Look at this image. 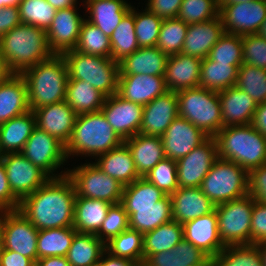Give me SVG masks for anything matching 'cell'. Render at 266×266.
Listing matches in <instances>:
<instances>
[{"mask_svg":"<svg viewBox=\"0 0 266 266\" xmlns=\"http://www.w3.org/2000/svg\"><path fill=\"white\" fill-rule=\"evenodd\" d=\"M75 188L67 175L50 178L20 201L19 211L38 229L73 227Z\"/></svg>","mask_w":266,"mask_h":266,"instance_id":"obj_1","label":"cell"},{"mask_svg":"<svg viewBox=\"0 0 266 266\" xmlns=\"http://www.w3.org/2000/svg\"><path fill=\"white\" fill-rule=\"evenodd\" d=\"M0 48L8 70L16 74L54 55L48 46L46 31L24 23L0 38Z\"/></svg>","mask_w":266,"mask_h":266,"instance_id":"obj_2","label":"cell"},{"mask_svg":"<svg viewBox=\"0 0 266 266\" xmlns=\"http://www.w3.org/2000/svg\"><path fill=\"white\" fill-rule=\"evenodd\" d=\"M21 75L27 84L31 111L65 101L68 70L62 55L54 54L48 60L25 69Z\"/></svg>","mask_w":266,"mask_h":266,"instance_id":"obj_3","label":"cell"},{"mask_svg":"<svg viewBox=\"0 0 266 266\" xmlns=\"http://www.w3.org/2000/svg\"><path fill=\"white\" fill-rule=\"evenodd\" d=\"M214 139L218 158L235 162L248 172L266 165V137L251 124L224 127Z\"/></svg>","mask_w":266,"mask_h":266,"instance_id":"obj_4","label":"cell"},{"mask_svg":"<svg viewBox=\"0 0 266 266\" xmlns=\"http://www.w3.org/2000/svg\"><path fill=\"white\" fill-rule=\"evenodd\" d=\"M123 142L101 110L80 114L76 117L71 138L65 146V154L67 159L71 154L98 158Z\"/></svg>","mask_w":266,"mask_h":266,"instance_id":"obj_5","label":"cell"},{"mask_svg":"<svg viewBox=\"0 0 266 266\" xmlns=\"http://www.w3.org/2000/svg\"><path fill=\"white\" fill-rule=\"evenodd\" d=\"M61 55L66 62L68 79L86 81L106 97L118 93V62L108 57L83 54L74 49Z\"/></svg>","mask_w":266,"mask_h":266,"instance_id":"obj_6","label":"cell"},{"mask_svg":"<svg viewBox=\"0 0 266 266\" xmlns=\"http://www.w3.org/2000/svg\"><path fill=\"white\" fill-rule=\"evenodd\" d=\"M177 93L178 114L207 136L214 137L222 129V112L218 92L195 87Z\"/></svg>","mask_w":266,"mask_h":266,"instance_id":"obj_7","label":"cell"},{"mask_svg":"<svg viewBox=\"0 0 266 266\" xmlns=\"http://www.w3.org/2000/svg\"><path fill=\"white\" fill-rule=\"evenodd\" d=\"M249 172L235 162L218 158L200 186L216 206L248 195Z\"/></svg>","mask_w":266,"mask_h":266,"instance_id":"obj_8","label":"cell"},{"mask_svg":"<svg viewBox=\"0 0 266 266\" xmlns=\"http://www.w3.org/2000/svg\"><path fill=\"white\" fill-rule=\"evenodd\" d=\"M254 199L250 195L215 206L218 230L224 246L251 244Z\"/></svg>","mask_w":266,"mask_h":266,"instance_id":"obj_9","label":"cell"},{"mask_svg":"<svg viewBox=\"0 0 266 266\" xmlns=\"http://www.w3.org/2000/svg\"><path fill=\"white\" fill-rule=\"evenodd\" d=\"M76 197L98 199L117 204L121 202L123 185L102 172L95 163L83 164L67 171Z\"/></svg>","mask_w":266,"mask_h":266,"instance_id":"obj_10","label":"cell"},{"mask_svg":"<svg viewBox=\"0 0 266 266\" xmlns=\"http://www.w3.org/2000/svg\"><path fill=\"white\" fill-rule=\"evenodd\" d=\"M39 230L17 209L1 210L0 242L3 249L12 250L37 261Z\"/></svg>","mask_w":266,"mask_h":266,"instance_id":"obj_11","label":"cell"},{"mask_svg":"<svg viewBox=\"0 0 266 266\" xmlns=\"http://www.w3.org/2000/svg\"><path fill=\"white\" fill-rule=\"evenodd\" d=\"M32 164L43 170L50 178H59L67 174L54 175L53 172L65 163V146L46 131L35 126L23 150L20 152ZM52 174V175H50Z\"/></svg>","mask_w":266,"mask_h":266,"instance_id":"obj_12","label":"cell"},{"mask_svg":"<svg viewBox=\"0 0 266 266\" xmlns=\"http://www.w3.org/2000/svg\"><path fill=\"white\" fill-rule=\"evenodd\" d=\"M12 193L21 201L44 185L50 177L20 152L0 156Z\"/></svg>","mask_w":266,"mask_h":266,"instance_id":"obj_13","label":"cell"},{"mask_svg":"<svg viewBox=\"0 0 266 266\" xmlns=\"http://www.w3.org/2000/svg\"><path fill=\"white\" fill-rule=\"evenodd\" d=\"M218 159L217 144L214 137L176 161L179 188L200 187L203 179Z\"/></svg>","mask_w":266,"mask_h":266,"instance_id":"obj_14","label":"cell"},{"mask_svg":"<svg viewBox=\"0 0 266 266\" xmlns=\"http://www.w3.org/2000/svg\"><path fill=\"white\" fill-rule=\"evenodd\" d=\"M219 16L226 33L256 34L266 19V4L264 0L226 4L219 9Z\"/></svg>","mask_w":266,"mask_h":266,"instance_id":"obj_15","label":"cell"},{"mask_svg":"<svg viewBox=\"0 0 266 266\" xmlns=\"http://www.w3.org/2000/svg\"><path fill=\"white\" fill-rule=\"evenodd\" d=\"M100 110L123 141L139 133L143 116L142 105L114 94L105 98Z\"/></svg>","mask_w":266,"mask_h":266,"instance_id":"obj_16","label":"cell"},{"mask_svg":"<svg viewBox=\"0 0 266 266\" xmlns=\"http://www.w3.org/2000/svg\"><path fill=\"white\" fill-rule=\"evenodd\" d=\"M208 137L200 128L178 116L161 136L165 157L178 161Z\"/></svg>","mask_w":266,"mask_h":266,"instance_id":"obj_17","label":"cell"},{"mask_svg":"<svg viewBox=\"0 0 266 266\" xmlns=\"http://www.w3.org/2000/svg\"><path fill=\"white\" fill-rule=\"evenodd\" d=\"M84 20L76 7L56 10L51 26L46 31L50 50L61 55L75 49Z\"/></svg>","mask_w":266,"mask_h":266,"instance_id":"obj_18","label":"cell"},{"mask_svg":"<svg viewBox=\"0 0 266 266\" xmlns=\"http://www.w3.org/2000/svg\"><path fill=\"white\" fill-rule=\"evenodd\" d=\"M178 116L177 93L167 91L143 106L139 133L161 137Z\"/></svg>","mask_w":266,"mask_h":266,"instance_id":"obj_19","label":"cell"},{"mask_svg":"<svg viewBox=\"0 0 266 266\" xmlns=\"http://www.w3.org/2000/svg\"><path fill=\"white\" fill-rule=\"evenodd\" d=\"M33 112L36 117V126L66 146L71 138L77 117L66 101L43 106Z\"/></svg>","mask_w":266,"mask_h":266,"instance_id":"obj_20","label":"cell"},{"mask_svg":"<svg viewBox=\"0 0 266 266\" xmlns=\"http://www.w3.org/2000/svg\"><path fill=\"white\" fill-rule=\"evenodd\" d=\"M183 239L200 248L210 258L217 256L224 248L218 230L217 213L198 217L182 224Z\"/></svg>","mask_w":266,"mask_h":266,"instance_id":"obj_21","label":"cell"},{"mask_svg":"<svg viewBox=\"0 0 266 266\" xmlns=\"http://www.w3.org/2000/svg\"><path fill=\"white\" fill-rule=\"evenodd\" d=\"M168 91L164 76L143 74L119 75L118 95L123 99L140 104L150 103Z\"/></svg>","mask_w":266,"mask_h":266,"instance_id":"obj_22","label":"cell"},{"mask_svg":"<svg viewBox=\"0 0 266 266\" xmlns=\"http://www.w3.org/2000/svg\"><path fill=\"white\" fill-rule=\"evenodd\" d=\"M222 112V128L251 124L258 104L236 85L218 92Z\"/></svg>","mask_w":266,"mask_h":266,"instance_id":"obj_23","label":"cell"},{"mask_svg":"<svg viewBox=\"0 0 266 266\" xmlns=\"http://www.w3.org/2000/svg\"><path fill=\"white\" fill-rule=\"evenodd\" d=\"M202 60L182 53L168 56L164 80L168 91L199 87Z\"/></svg>","mask_w":266,"mask_h":266,"instance_id":"obj_24","label":"cell"},{"mask_svg":"<svg viewBox=\"0 0 266 266\" xmlns=\"http://www.w3.org/2000/svg\"><path fill=\"white\" fill-rule=\"evenodd\" d=\"M172 220L180 224L210 214L215 205L202 192L200 187L178 188L172 195Z\"/></svg>","mask_w":266,"mask_h":266,"instance_id":"obj_25","label":"cell"},{"mask_svg":"<svg viewBox=\"0 0 266 266\" xmlns=\"http://www.w3.org/2000/svg\"><path fill=\"white\" fill-rule=\"evenodd\" d=\"M224 33L220 16L207 22L188 25L181 53L203 60Z\"/></svg>","mask_w":266,"mask_h":266,"instance_id":"obj_26","label":"cell"},{"mask_svg":"<svg viewBox=\"0 0 266 266\" xmlns=\"http://www.w3.org/2000/svg\"><path fill=\"white\" fill-rule=\"evenodd\" d=\"M30 111L27 84L21 74L0 81V124Z\"/></svg>","mask_w":266,"mask_h":266,"instance_id":"obj_27","label":"cell"},{"mask_svg":"<svg viewBox=\"0 0 266 266\" xmlns=\"http://www.w3.org/2000/svg\"><path fill=\"white\" fill-rule=\"evenodd\" d=\"M168 55L157 46L140 47L131 55L124 57L119 64V75L164 76Z\"/></svg>","mask_w":266,"mask_h":266,"instance_id":"obj_28","label":"cell"},{"mask_svg":"<svg viewBox=\"0 0 266 266\" xmlns=\"http://www.w3.org/2000/svg\"><path fill=\"white\" fill-rule=\"evenodd\" d=\"M124 143L128 146L137 172L141 177H145L152 168L165 158L160 136L138 133L126 139Z\"/></svg>","mask_w":266,"mask_h":266,"instance_id":"obj_29","label":"cell"},{"mask_svg":"<svg viewBox=\"0 0 266 266\" xmlns=\"http://www.w3.org/2000/svg\"><path fill=\"white\" fill-rule=\"evenodd\" d=\"M95 163L108 176L115 178L123 186H127L141 176L138 174L128 146L123 142L120 146L99 155Z\"/></svg>","mask_w":266,"mask_h":266,"instance_id":"obj_30","label":"cell"},{"mask_svg":"<svg viewBox=\"0 0 266 266\" xmlns=\"http://www.w3.org/2000/svg\"><path fill=\"white\" fill-rule=\"evenodd\" d=\"M144 264L147 266H211V258L200 248L185 239L172 250L149 255Z\"/></svg>","mask_w":266,"mask_h":266,"instance_id":"obj_31","label":"cell"},{"mask_svg":"<svg viewBox=\"0 0 266 266\" xmlns=\"http://www.w3.org/2000/svg\"><path fill=\"white\" fill-rule=\"evenodd\" d=\"M87 10L90 13L91 24L98 27L110 38L123 17L131 10V5L125 0H92L85 1Z\"/></svg>","mask_w":266,"mask_h":266,"instance_id":"obj_32","label":"cell"},{"mask_svg":"<svg viewBox=\"0 0 266 266\" xmlns=\"http://www.w3.org/2000/svg\"><path fill=\"white\" fill-rule=\"evenodd\" d=\"M35 126L31 110L0 124V155L21 152Z\"/></svg>","mask_w":266,"mask_h":266,"instance_id":"obj_33","label":"cell"},{"mask_svg":"<svg viewBox=\"0 0 266 266\" xmlns=\"http://www.w3.org/2000/svg\"><path fill=\"white\" fill-rule=\"evenodd\" d=\"M111 203L83 197L75 198L73 227L79 233L97 234Z\"/></svg>","mask_w":266,"mask_h":266,"instance_id":"obj_34","label":"cell"},{"mask_svg":"<svg viewBox=\"0 0 266 266\" xmlns=\"http://www.w3.org/2000/svg\"><path fill=\"white\" fill-rule=\"evenodd\" d=\"M106 96L90 83L79 79H68L66 103L77 115L100 111Z\"/></svg>","mask_w":266,"mask_h":266,"instance_id":"obj_35","label":"cell"},{"mask_svg":"<svg viewBox=\"0 0 266 266\" xmlns=\"http://www.w3.org/2000/svg\"><path fill=\"white\" fill-rule=\"evenodd\" d=\"M129 228L141 233L154 230L172 220L170 195H165L154 207H134V213H127Z\"/></svg>","mask_w":266,"mask_h":266,"instance_id":"obj_36","label":"cell"},{"mask_svg":"<svg viewBox=\"0 0 266 266\" xmlns=\"http://www.w3.org/2000/svg\"><path fill=\"white\" fill-rule=\"evenodd\" d=\"M105 251V242L101 241L96 234L77 232L66 254V259L71 266H97Z\"/></svg>","mask_w":266,"mask_h":266,"instance_id":"obj_37","label":"cell"},{"mask_svg":"<svg viewBox=\"0 0 266 266\" xmlns=\"http://www.w3.org/2000/svg\"><path fill=\"white\" fill-rule=\"evenodd\" d=\"M183 240V226L171 220L143 234V263L149 256L172 250Z\"/></svg>","mask_w":266,"mask_h":266,"instance_id":"obj_38","label":"cell"},{"mask_svg":"<svg viewBox=\"0 0 266 266\" xmlns=\"http://www.w3.org/2000/svg\"><path fill=\"white\" fill-rule=\"evenodd\" d=\"M240 66L218 63L204 58L201 63L199 87L222 91L235 86Z\"/></svg>","mask_w":266,"mask_h":266,"instance_id":"obj_39","label":"cell"},{"mask_svg":"<svg viewBox=\"0 0 266 266\" xmlns=\"http://www.w3.org/2000/svg\"><path fill=\"white\" fill-rule=\"evenodd\" d=\"M165 194L144 177L123 187L121 204L127 213H134V207H154Z\"/></svg>","mask_w":266,"mask_h":266,"instance_id":"obj_40","label":"cell"},{"mask_svg":"<svg viewBox=\"0 0 266 266\" xmlns=\"http://www.w3.org/2000/svg\"><path fill=\"white\" fill-rule=\"evenodd\" d=\"M77 231L74 227L52 228L39 230L37 236V260L66 254Z\"/></svg>","mask_w":266,"mask_h":266,"instance_id":"obj_41","label":"cell"},{"mask_svg":"<svg viewBox=\"0 0 266 266\" xmlns=\"http://www.w3.org/2000/svg\"><path fill=\"white\" fill-rule=\"evenodd\" d=\"M134 9L131 7L110 36L111 58L116 62L140 48L135 33Z\"/></svg>","mask_w":266,"mask_h":266,"instance_id":"obj_42","label":"cell"},{"mask_svg":"<svg viewBox=\"0 0 266 266\" xmlns=\"http://www.w3.org/2000/svg\"><path fill=\"white\" fill-rule=\"evenodd\" d=\"M211 266H264L260 247L257 244L230 245L214 258Z\"/></svg>","mask_w":266,"mask_h":266,"instance_id":"obj_43","label":"cell"},{"mask_svg":"<svg viewBox=\"0 0 266 266\" xmlns=\"http://www.w3.org/2000/svg\"><path fill=\"white\" fill-rule=\"evenodd\" d=\"M105 249L112 256L143 263V233L128 228L105 243Z\"/></svg>","mask_w":266,"mask_h":266,"instance_id":"obj_44","label":"cell"},{"mask_svg":"<svg viewBox=\"0 0 266 266\" xmlns=\"http://www.w3.org/2000/svg\"><path fill=\"white\" fill-rule=\"evenodd\" d=\"M74 50L87 55L111 58L110 38L85 19L81 25L78 42Z\"/></svg>","mask_w":266,"mask_h":266,"instance_id":"obj_45","label":"cell"},{"mask_svg":"<svg viewBox=\"0 0 266 266\" xmlns=\"http://www.w3.org/2000/svg\"><path fill=\"white\" fill-rule=\"evenodd\" d=\"M188 24L176 18L163 19L156 46L166 55L181 53Z\"/></svg>","mask_w":266,"mask_h":266,"instance_id":"obj_46","label":"cell"},{"mask_svg":"<svg viewBox=\"0 0 266 266\" xmlns=\"http://www.w3.org/2000/svg\"><path fill=\"white\" fill-rule=\"evenodd\" d=\"M236 86L257 104L266 102V69L243 63L238 69Z\"/></svg>","mask_w":266,"mask_h":266,"instance_id":"obj_47","label":"cell"},{"mask_svg":"<svg viewBox=\"0 0 266 266\" xmlns=\"http://www.w3.org/2000/svg\"><path fill=\"white\" fill-rule=\"evenodd\" d=\"M208 58L218 63L241 66L243 64L242 36L225 32L211 48Z\"/></svg>","mask_w":266,"mask_h":266,"instance_id":"obj_48","label":"cell"},{"mask_svg":"<svg viewBox=\"0 0 266 266\" xmlns=\"http://www.w3.org/2000/svg\"><path fill=\"white\" fill-rule=\"evenodd\" d=\"M21 22L45 31L51 26L56 9L46 0H22L18 5Z\"/></svg>","mask_w":266,"mask_h":266,"instance_id":"obj_49","label":"cell"},{"mask_svg":"<svg viewBox=\"0 0 266 266\" xmlns=\"http://www.w3.org/2000/svg\"><path fill=\"white\" fill-rule=\"evenodd\" d=\"M219 16L215 0H183L177 18L188 25L210 21Z\"/></svg>","mask_w":266,"mask_h":266,"instance_id":"obj_50","label":"cell"},{"mask_svg":"<svg viewBox=\"0 0 266 266\" xmlns=\"http://www.w3.org/2000/svg\"><path fill=\"white\" fill-rule=\"evenodd\" d=\"M145 12L134 10L135 33L139 47H155L163 19L147 8Z\"/></svg>","mask_w":266,"mask_h":266,"instance_id":"obj_51","label":"cell"},{"mask_svg":"<svg viewBox=\"0 0 266 266\" xmlns=\"http://www.w3.org/2000/svg\"><path fill=\"white\" fill-rule=\"evenodd\" d=\"M165 195H172L178 188L176 161L165 157L144 177Z\"/></svg>","mask_w":266,"mask_h":266,"instance_id":"obj_52","label":"cell"},{"mask_svg":"<svg viewBox=\"0 0 266 266\" xmlns=\"http://www.w3.org/2000/svg\"><path fill=\"white\" fill-rule=\"evenodd\" d=\"M129 228V217L121 203L111 204L105 220L96 236L107 243L113 237L118 236ZM105 239V240H104Z\"/></svg>","mask_w":266,"mask_h":266,"instance_id":"obj_53","label":"cell"},{"mask_svg":"<svg viewBox=\"0 0 266 266\" xmlns=\"http://www.w3.org/2000/svg\"><path fill=\"white\" fill-rule=\"evenodd\" d=\"M243 63L266 69V39L256 34L242 35Z\"/></svg>","mask_w":266,"mask_h":266,"instance_id":"obj_54","label":"cell"},{"mask_svg":"<svg viewBox=\"0 0 266 266\" xmlns=\"http://www.w3.org/2000/svg\"><path fill=\"white\" fill-rule=\"evenodd\" d=\"M251 244L266 241V204L254 199L251 220Z\"/></svg>","mask_w":266,"mask_h":266,"instance_id":"obj_55","label":"cell"},{"mask_svg":"<svg viewBox=\"0 0 266 266\" xmlns=\"http://www.w3.org/2000/svg\"><path fill=\"white\" fill-rule=\"evenodd\" d=\"M248 195L266 204V165L249 171Z\"/></svg>","mask_w":266,"mask_h":266,"instance_id":"obj_56","label":"cell"},{"mask_svg":"<svg viewBox=\"0 0 266 266\" xmlns=\"http://www.w3.org/2000/svg\"><path fill=\"white\" fill-rule=\"evenodd\" d=\"M20 200L12 193L6 170L0 159V210H17L19 209Z\"/></svg>","mask_w":266,"mask_h":266,"instance_id":"obj_57","label":"cell"},{"mask_svg":"<svg viewBox=\"0 0 266 266\" xmlns=\"http://www.w3.org/2000/svg\"><path fill=\"white\" fill-rule=\"evenodd\" d=\"M183 0H148L147 8L162 19L176 18Z\"/></svg>","mask_w":266,"mask_h":266,"instance_id":"obj_58","label":"cell"},{"mask_svg":"<svg viewBox=\"0 0 266 266\" xmlns=\"http://www.w3.org/2000/svg\"><path fill=\"white\" fill-rule=\"evenodd\" d=\"M21 23L18 6L0 8V38Z\"/></svg>","mask_w":266,"mask_h":266,"instance_id":"obj_59","label":"cell"},{"mask_svg":"<svg viewBox=\"0 0 266 266\" xmlns=\"http://www.w3.org/2000/svg\"><path fill=\"white\" fill-rule=\"evenodd\" d=\"M0 266H36V263L32 259L24 257L15 251L1 247Z\"/></svg>","mask_w":266,"mask_h":266,"instance_id":"obj_60","label":"cell"},{"mask_svg":"<svg viewBox=\"0 0 266 266\" xmlns=\"http://www.w3.org/2000/svg\"><path fill=\"white\" fill-rule=\"evenodd\" d=\"M251 125L266 137V102L258 104Z\"/></svg>","mask_w":266,"mask_h":266,"instance_id":"obj_61","label":"cell"},{"mask_svg":"<svg viewBox=\"0 0 266 266\" xmlns=\"http://www.w3.org/2000/svg\"><path fill=\"white\" fill-rule=\"evenodd\" d=\"M105 258L103 257L104 254ZM136 263L127 258L115 257L110 255L108 252H104L99 260L97 266H135Z\"/></svg>","mask_w":266,"mask_h":266,"instance_id":"obj_62","label":"cell"},{"mask_svg":"<svg viewBox=\"0 0 266 266\" xmlns=\"http://www.w3.org/2000/svg\"><path fill=\"white\" fill-rule=\"evenodd\" d=\"M36 266H71L66 257L50 256L38 259Z\"/></svg>","mask_w":266,"mask_h":266,"instance_id":"obj_63","label":"cell"},{"mask_svg":"<svg viewBox=\"0 0 266 266\" xmlns=\"http://www.w3.org/2000/svg\"><path fill=\"white\" fill-rule=\"evenodd\" d=\"M56 10L76 7L77 0H46Z\"/></svg>","mask_w":266,"mask_h":266,"instance_id":"obj_64","label":"cell"},{"mask_svg":"<svg viewBox=\"0 0 266 266\" xmlns=\"http://www.w3.org/2000/svg\"><path fill=\"white\" fill-rule=\"evenodd\" d=\"M11 74V72L8 70L5 61L3 59V55L0 48V81L5 79Z\"/></svg>","mask_w":266,"mask_h":266,"instance_id":"obj_65","label":"cell"},{"mask_svg":"<svg viewBox=\"0 0 266 266\" xmlns=\"http://www.w3.org/2000/svg\"><path fill=\"white\" fill-rule=\"evenodd\" d=\"M255 0H218V8L220 9L223 5L226 4H235V3H249Z\"/></svg>","mask_w":266,"mask_h":266,"instance_id":"obj_66","label":"cell"},{"mask_svg":"<svg viewBox=\"0 0 266 266\" xmlns=\"http://www.w3.org/2000/svg\"><path fill=\"white\" fill-rule=\"evenodd\" d=\"M22 0H0V8L18 6Z\"/></svg>","mask_w":266,"mask_h":266,"instance_id":"obj_67","label":"cell"},{"mask_svg":"<svg viewBox=\"0 0 266 266\" xmlns=\"http://www.w3.org/2000/svg\"><path fill=\"white\" fill-rule=\"evenodd\" d=\"M258 246L260 247V251L263 257V264L264 266H266V241L258 244Z\"/></svg>","mask_w":266,"mask_h":266,"instance_id":"obj_68","label":"cell"},{"mask_svg":"<svg viewBox=\"0 0 266 266\" xmlns=\"http://www.w3.org/2000/svg\"><path fill=\"white\" fill-rule=\"evenodd\" d=\"M258 35L263 36L266 39V19L262 22L257 32Z\"/></svg>","mask_w":266,"mask_h":266,"instance_id":"obj_69","label":"cell"},{"mask_svg":"<svg viewBox=\"0 0 266 266\" xmlns=\"http://www.w3.org/2000/svg\"><path fill=\"white\" fill-rule=\"evenodd\" d=\"M135 266H147V265L144 263H139V264H136Z\"/></svg>","mask_w":266,"mask_h":266,"instance_id":"obj_70","label":"cell"}]
</instances>
